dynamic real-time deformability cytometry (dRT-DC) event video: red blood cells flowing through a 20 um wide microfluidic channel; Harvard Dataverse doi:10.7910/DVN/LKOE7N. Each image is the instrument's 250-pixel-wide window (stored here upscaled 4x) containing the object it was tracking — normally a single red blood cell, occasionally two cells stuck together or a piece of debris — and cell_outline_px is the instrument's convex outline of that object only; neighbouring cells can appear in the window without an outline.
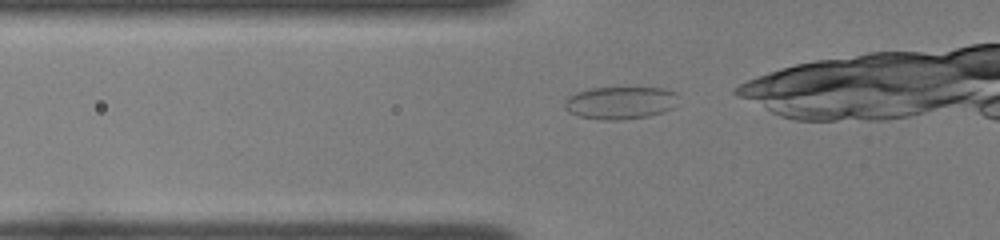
{"species": "common noctule bat (a hibernating species)", "species_latin": "Nyctalus noctula", "temperature_condition": "room temperature", "stored_images_in_passage": 37, "camera_frame_rate_fps": 3000, "um_per_image_px": 0.085, "animal": {"sex": "female", "body_mass_g": 22.0, "forearm_length_mm": 56.7}, "frame": {"image": 1, "passage_image": 11, "time_ms": 3.333, "image_size_px": [1000, 240], "cell_outline_px": [[676, 92], [672, 108], [664, 112], [648, 116], [620, 120], [600, 120], [576, 116], [568, 112], [564, 108], [564, 100], [568, 96], [576, 92], [588, 88], [664, 88]], "centroid_in_image_um": [52.63, 8.74], "position_along_channel_um": 73.2, "area_um2": 21.68}}
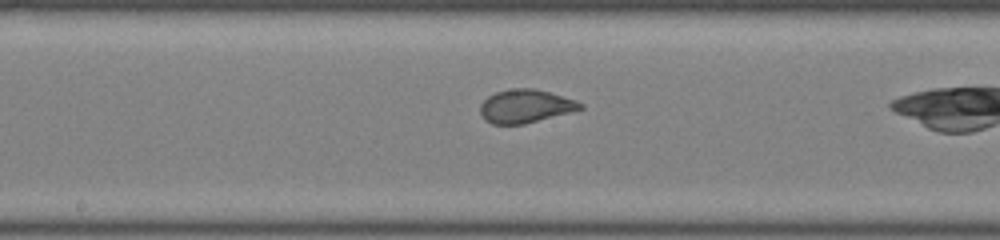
{"frame": {"image": 2, "passage_image": 21, "time_ms": 6.667, "image_size_px": [1000, 240], "cell_outline_px": [[584, 108], [524, 124], [492, 124], [484, 120], [480, 112], [480, 104], [488, 96], [496, 92], [512, 88], [532, 88], [548, 92], [576, 100], [584, 104]], "centroid_in_image_um": [44.63, 9.02], "position_along_channel_um": 203.6, "area_um2": 19.31}}
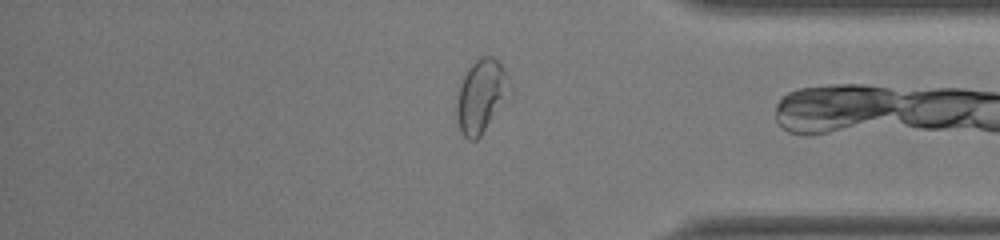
{"frame": {"image": 3, "passage_image": 36, "time_ms": 11.667, "image_size_px": [1000, 240], "cell_outline_px": [[512, 92], [480, 136], [476, 140], [468, 140], [460, 132], [456, 116], [456, 100], [460, 84], [468, 68], [480, 56], [492, 56], [504, 68]], "centroid_in_image_um": [40.89, 8.17], "position_along_channel_um": 394.3, "area_um2": 22.6}}